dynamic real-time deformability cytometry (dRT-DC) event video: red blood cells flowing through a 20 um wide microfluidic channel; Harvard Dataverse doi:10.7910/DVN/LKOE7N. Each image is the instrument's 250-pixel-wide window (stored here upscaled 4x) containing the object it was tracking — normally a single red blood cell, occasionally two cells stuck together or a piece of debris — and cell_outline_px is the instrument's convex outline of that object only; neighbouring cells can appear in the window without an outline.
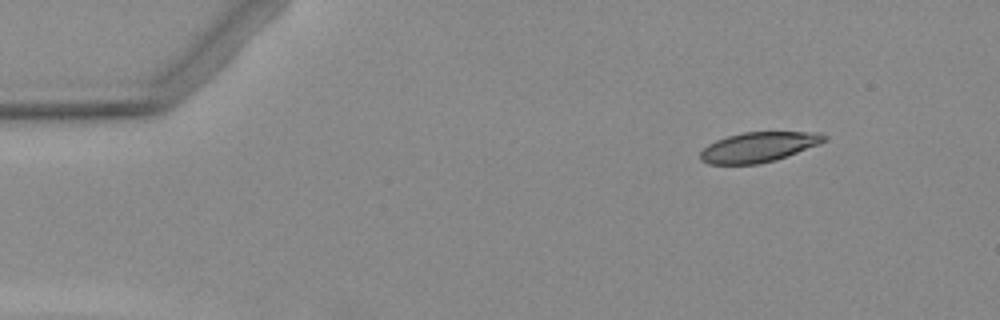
{"species": "Egyptian fruit bat (a non-hibernating species)", "species_latin": "Rousettus aegyptiacus", "temperature_condition": "warm", "stored_images_in_passage": 3, "camera_frame_rate_fps": 3000, "um_per_image_px": 0.085, "animal": {"sex": "female"}, "frame": {"image": 1, "passage_image": 1, "time_ms": 0.0, "image_size_px": [1000, 320], "cell_outline_px": [[828, 140], [820, 144], [776, 160], [756, 164], [708, 164], [700, 160], [700, 152], [708, 144], [716, 140], [728, 136], [744, 132], [820, 132], [828, 136]], "centroid_in_image_um": [64.51, 12.5], "position_along_channel_um": 20.5, "area_um2": 21.73}}